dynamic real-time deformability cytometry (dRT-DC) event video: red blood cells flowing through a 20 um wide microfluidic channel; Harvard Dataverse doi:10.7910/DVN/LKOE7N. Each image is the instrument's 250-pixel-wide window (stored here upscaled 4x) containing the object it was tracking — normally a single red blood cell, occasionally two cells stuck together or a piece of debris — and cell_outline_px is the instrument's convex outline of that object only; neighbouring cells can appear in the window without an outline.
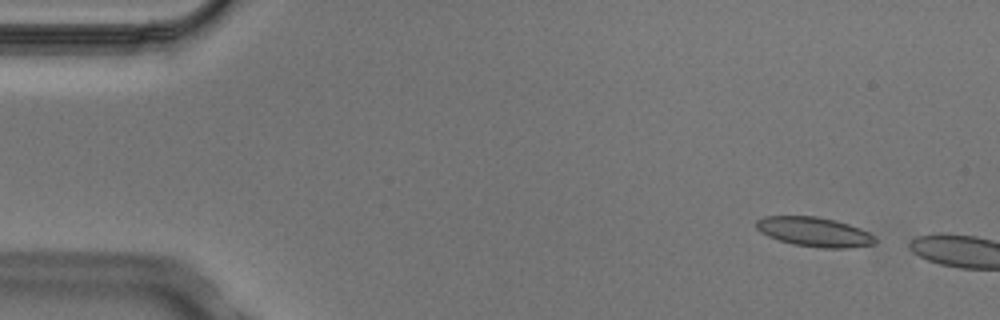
{"species": "Egyptian fruit bat (a non-hibernating species)", "species_latin": "Rousettus aegyptiacus", "temperature_condition": "cold", "stored_images_in_passage": 2, "camera_frame_rate_fps": 3000, "um_per_image_px": 0.085, "animal": {"sex": "male"}, "frame": {"image": 1, "passage_image": 1, "time_ms": 0.0, "image_size_px": [1000, 320], "cell_outline_px": [[876, 244], [848, 248], [820, 248], [792, 244], [768, 236], [760, 232], [756, 228], [756, 220], [764, 216], [816, 216], [836, 220], [860, 228], [876, 236]], "centroid_in_image_um": [69.23, 19.71], "position_along_channel_um": 15.8, "area_um2": 20.58}}